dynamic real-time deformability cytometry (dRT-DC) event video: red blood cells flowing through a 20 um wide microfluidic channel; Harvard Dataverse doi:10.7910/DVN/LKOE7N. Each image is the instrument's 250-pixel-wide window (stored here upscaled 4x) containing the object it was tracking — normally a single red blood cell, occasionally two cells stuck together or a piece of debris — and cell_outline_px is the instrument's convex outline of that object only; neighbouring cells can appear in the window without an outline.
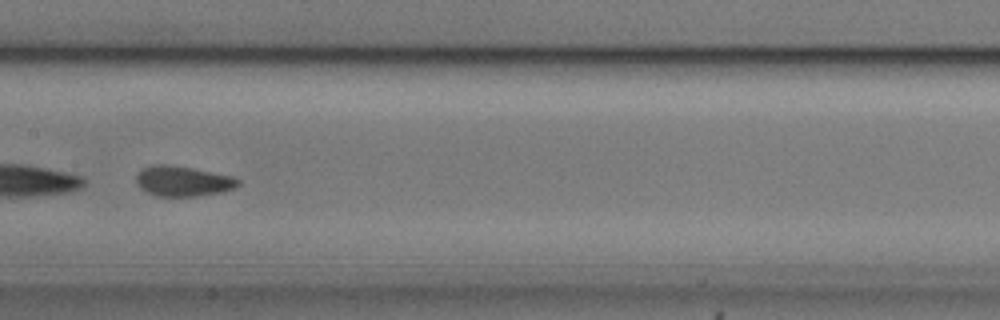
{"species": "common noctule bat (a hibernating species)", "species_latin": "Nyctalus noctula", "temperature_condition": "cold", "stored_images_in_passage": 46, "camera_frame_rate_fps": 3000, "um_per_image_px": 0.085, "animal": {"sex": "male", "body_mass_g": 20.5, "forearm_length_mm": 52.5}, "frame": {"image": 1, "passage_image": 26, "time_ms": 8.333, "image_size_px": [1000, 320], "cell_outline_px": [[240, 184], [224, 192], [196, 196], [156, 196], [140, 188], [136, 180], [136, 176], [144, 168], [152, 164], [168, 164], [192, 168], [232, 176], [240, 180]], "centroid_in_image_um": [15.56, 15.4], "position_along_channel_um": 191.8, "area_um2": 17.86}, "authors_computed_cell_mechanics": {"area_um2": 17.8602, "velocity_mm_per_s": 3.6944, "shape_relaxation_time_tau1_ms": 1.9625, "shape_relaxation_time_tau2_ms": null, "deformation_change_tau1": 0.1055, "deformation_change_tau2": null}}